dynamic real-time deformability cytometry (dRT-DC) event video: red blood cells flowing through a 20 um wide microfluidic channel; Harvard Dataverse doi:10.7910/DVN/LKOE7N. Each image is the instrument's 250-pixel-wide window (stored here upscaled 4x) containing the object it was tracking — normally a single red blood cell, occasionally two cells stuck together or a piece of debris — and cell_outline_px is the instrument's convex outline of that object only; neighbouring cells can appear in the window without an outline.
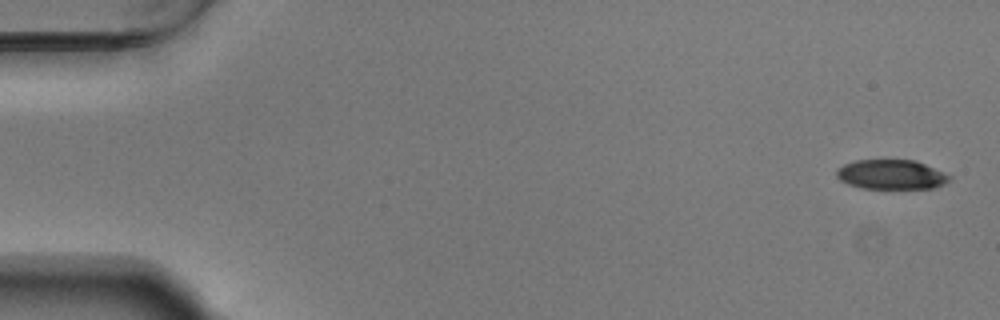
{"species": "Egyptian fruit bat (a non-hibernating species)", "species_latin": "Rousettus aegyptiacus", "temperature_condition": "warm", "stored_images_in_passage": 54, "camera_frame_rate_fps": 3000, "um_per_image_px": 0.085, "animal": {"sex": "male"}, "frame": {"image": 1, "passage_image": 1, "time_ms": 0.0, "image_size_px": [1000, 320], "cell_outline_px": [[952, 180], [944, 184], [932, 188], [860, 188], [848, 184], [840, 180], [836, 176], [836, 172], [844, 164], [856, 160], [916, 160], [952, 176]], "centroid_in_image_um": [75.78, 14.83], "position_along_channel_um": 9.2, "area_um2": 19.42}}
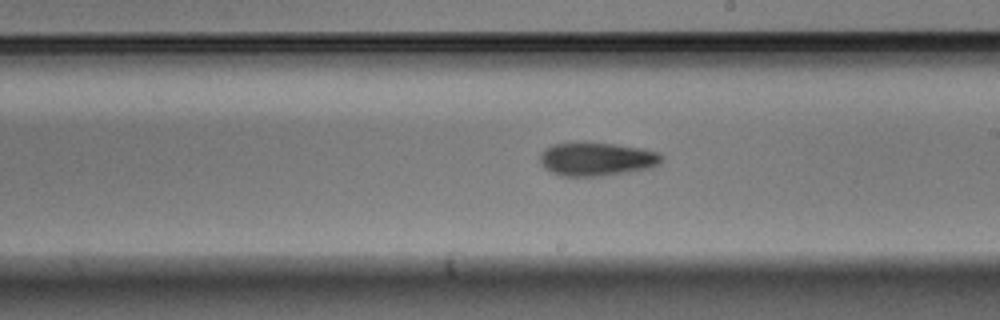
{"frame": {"image": 2, "passage_image": 31, "time_ms": 10.0, "image_size_px": [1000, 320], "cell_outline_px": [[664, 160], [660, 164], [652, 168], [628, 172], [600, 176], [560, 176], [544, 168], [540, 160], [540, 152], [552, 144], [612, 144], [640, 148], [660, 152]], "centroid_in_image_um": [50.76, 13.55], "position_along_channel_um": 238.2, "area_um2": 23.47}}
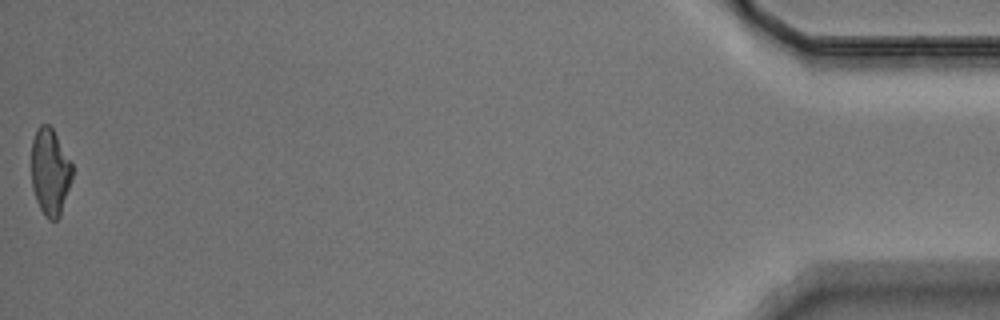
{"frame": {"image": 3, "passage_image": 54, "time_ms": 17.667, "image_size_px": [1000, 320], "cell_outline_px": [[72, 180], [60, 216], [56, 220], [48, 220], [44, 216], [36, 200], [32, 188], [32, 140], [36, 128], [40, 124], [48, 124], [52, 128], [72, 164]], "centroid_in_image_um": [4.25, 14.63], "position_along_channel_um": 431.0, "area_um2": 20.69}, "authors_computed_cell_mechanics": {"area_um2": 22.253, "velocity_mm_per_s": 3.7329, "shape_relaxation_time_tau1_ms": 4.3402, "shape_relaxation_time_tau2_ms": null, "deformation_change_tau1": 0.142, "deformation_change_tau2": null}}